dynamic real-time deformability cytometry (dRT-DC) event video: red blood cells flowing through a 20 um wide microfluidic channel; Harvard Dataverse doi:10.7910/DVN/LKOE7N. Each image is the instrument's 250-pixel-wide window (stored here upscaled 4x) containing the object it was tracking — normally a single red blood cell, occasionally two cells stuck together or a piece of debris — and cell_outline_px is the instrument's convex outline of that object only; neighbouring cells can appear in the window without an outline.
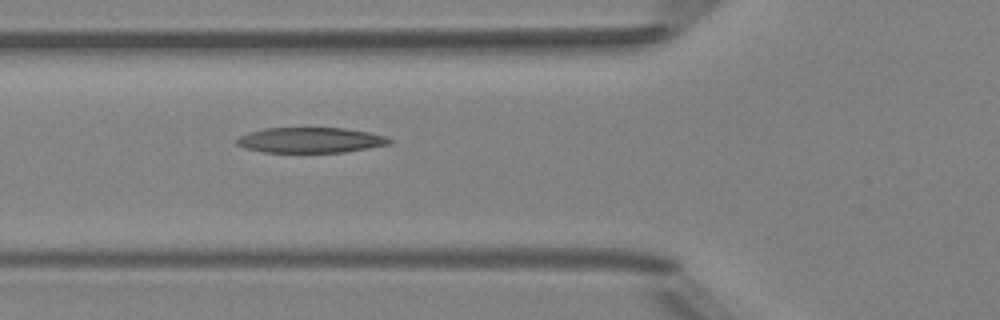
{"species": "Egyptian fruit bat (a non-hibernating species)", "species_latin": "Rousettus aegyptiacus", "temperature_condition": "room temperature", "stored_images_in_passage": 3, "camera_frame_rate_fps": 3000, "um_per_image_px": 0.085, "animal": {"sex": "female"}, "frame": {"image": 1, "passage_image": 3, "time_ms": 2.333, "image_size_px": [1000, 320], "cell_outline_px": [[396, 140], [388, 144], [368, 148], [344, 152], [264, 152], [244, 148], [236, 144], [236, 140], [240, 136], [264, 128], [344, 128], [368, 132], [384, 136]], "centroid_in_image_um": [26.4, 11.91], "position_along_channel_um": 99.4, "area_um2": 22.43}}